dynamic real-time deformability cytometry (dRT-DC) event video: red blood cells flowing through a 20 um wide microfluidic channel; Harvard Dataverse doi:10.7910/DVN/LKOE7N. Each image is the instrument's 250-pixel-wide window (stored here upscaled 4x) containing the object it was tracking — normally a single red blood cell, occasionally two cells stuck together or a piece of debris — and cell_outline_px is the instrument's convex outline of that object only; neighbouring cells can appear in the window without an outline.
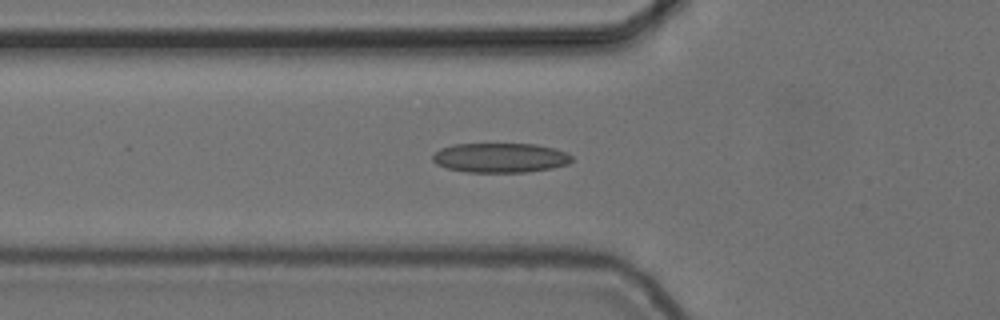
{"species": "common noctule bat (a hibernating species)", "species_latin": "Nyctalus noctula", "temperature_condition": "cold", "stored_images_in_passage": 43, "camera_frame_rate_fps": 3000, "um_per_image_px": 0.085, "animal": {"sex": "female", "body_mass_g": 24.6, "forearm_length_mm": 56.2}, "frame": {"image": 1, "passage_image": 10, "time_ms": 3.0, "image_size_px": [1000, 320], "cell_outline_px": [[572, 160], [568, 164], [552, 168], [528, 172], [468, 172], [448, 168], [436, 164], [432, 160], [432, 156], [440, 148], [456, 144], [536, 144], [568, 152], [572, 156]], "centroid_in_image_um": [42.54, 13.41], "position_along_channel_um": 83.3, "area_um2": 23.99}}
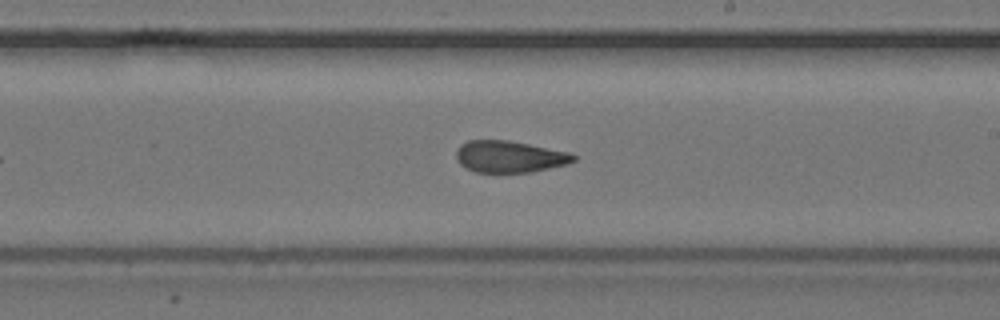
{"frame": {"image": 2, "passage_image": 23, "time_ms": 7.333, "image_size_px": [1000, 320], "cell_outline_px": [[576, 160], [568, 164], [532, 172], [476, 172], [460, 164], [456, 156], [456, 152], [460, 144], [468, 140], [508, 140], [568, 152], [576, 156]], "centroid_in_image_um": [43.31, 13.31], "position_along_channel_um": 245.7, "area_um2": 21.56}}
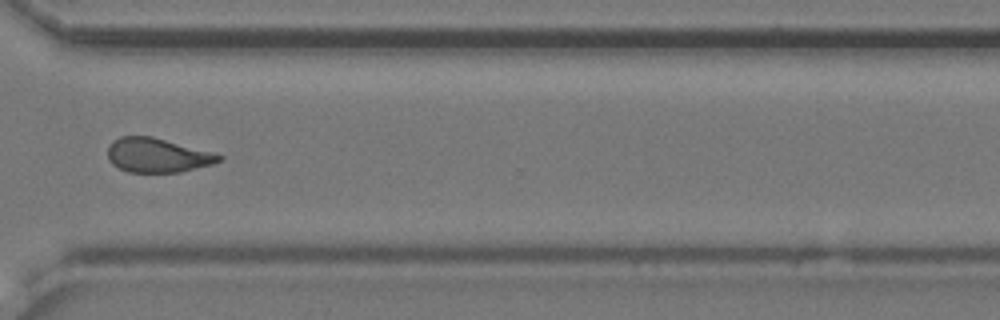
{"frame": {"image": 3, "passage_image": 32, "time_ms": 10.333, "image_size_px": [1000, 320], "cell_outline_px": [[224, 156], [220, 160], [212, 164], [180, 172], [128, 172], [112, 164], [108, 160], [108, 144], [112, 140], [120, 136], [152, 136], [216, 152]], "centroid_in_image_um": [13.38, 13.18], "position_along_channel_um": 357.2, "area_um2": 22.48}, "authors_computed_cell_mechanics": {"area_um2": 22.4842, "velocity_mm_per_s": 3.7293, "shape_relaxation_time_tau1_ms": 6.2028, "shape_relaxation_time_tau2_ms": 1.8334, "deformation_change_tau1": 0.1511, "deformation_change_tau2": 0.0975}}